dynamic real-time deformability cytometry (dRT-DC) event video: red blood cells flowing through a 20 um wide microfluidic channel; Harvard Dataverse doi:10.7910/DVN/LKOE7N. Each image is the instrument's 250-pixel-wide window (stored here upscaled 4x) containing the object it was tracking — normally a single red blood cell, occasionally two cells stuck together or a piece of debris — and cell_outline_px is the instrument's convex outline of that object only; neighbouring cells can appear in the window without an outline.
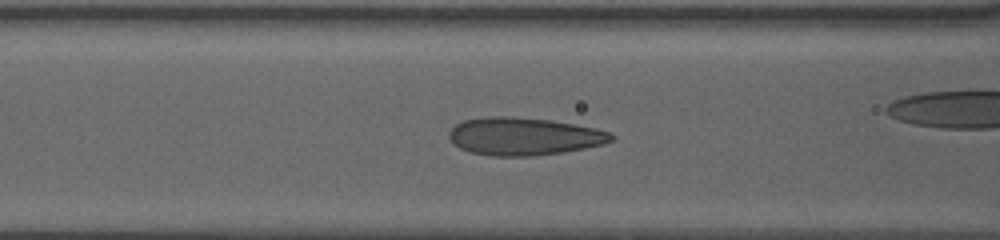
{"species": "human", "species_latin": "Homo sapiens", "temperature_condition": "warm", "stored_images_in_passage": 50, "camera_frame_rate_fps": 3000, "um_per_image_px": 0.085, "donor": {"sex": "female"}, "frame": {"image": 1, "passage_image": 27, "time_ms": 8.667, "image_size_px": [1000, 240], "cell_outline_px": [[616, 136], [612, 140], [604, 144], [564, 152], [532, 156], [492, 156], [468, 152], [460, 148], [448, 136], [448, 132], [456, 124], [464, 120], [484, 116], [512, 116], [552, 120], [596, 128], [608, 132]], "centroid_in_image_um": [44.52, 11.58], "position_along_channel_um": 122.1, "area_um2": 35.84}}
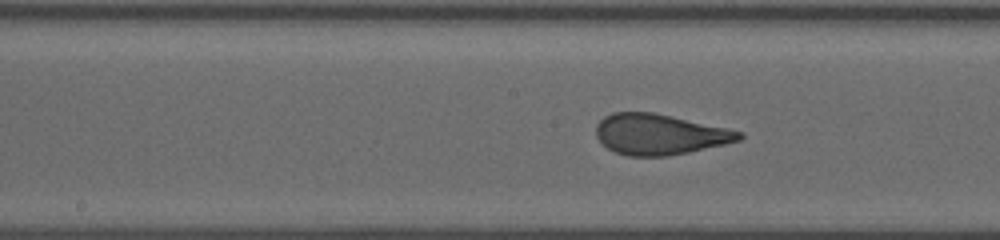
{"frame": {"image": 2, "passage_image": 33, "time_ms": 10.667, "image_size_px": [1000, 240], "cell_outline_px": [[744, 136], [740, 140], [724, 144], [688, 152], [668, 156], [628, 156], [616, 152], [608, 148], [596, 136], [596, 124], [604, 116], [612, 112], [652, 112], [728, 128], [744, 132]], "centroid_in_image_um": [56.06, 11.41], "position_along_channel_um": 192.1, "area_um2": 33.76}}
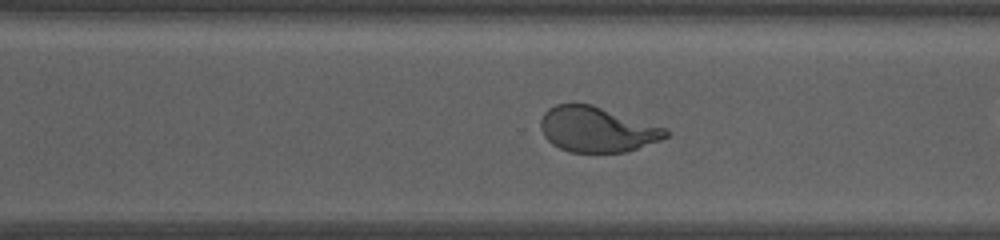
{"frame": {"image": 3, "passage_image": 44, "time_ms": 14.333, "image_size_px": [1000, 240], "cell_outline_px": [[668, 136], [660, 140], [624, 152], [568, 152], [552, 144], [544, 136], [540, 128], [540, 120], [544, 112], [548, 108], [556, 104], [592, 104], [668, 128]], "centroid_in_image_um": [50.73, 10.99], "position_along_channel_um": 319.9, "area_um2": 33.06}}